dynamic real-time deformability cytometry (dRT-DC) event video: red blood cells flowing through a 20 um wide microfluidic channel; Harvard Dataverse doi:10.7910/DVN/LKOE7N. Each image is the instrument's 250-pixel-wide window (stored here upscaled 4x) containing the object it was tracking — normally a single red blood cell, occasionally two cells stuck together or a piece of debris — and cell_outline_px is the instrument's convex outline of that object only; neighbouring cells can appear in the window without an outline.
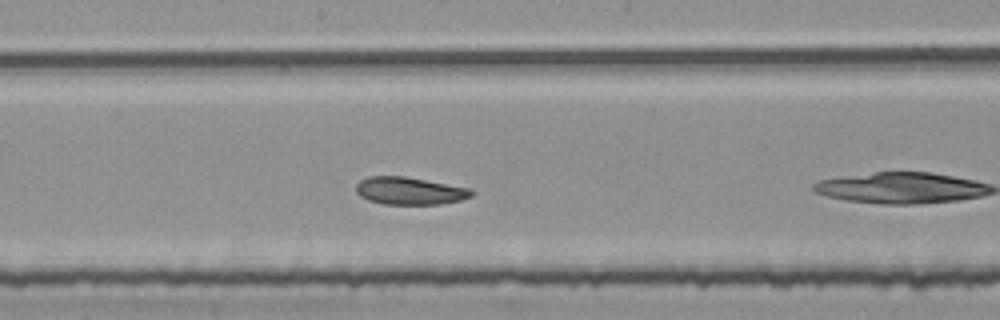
{"species": "common noctule bat (a hibernating species)", "species_latin": "Nyctalus noctula", "temperature_condition": "room temperature", "stored_images_in_passage": 30, "segment_of_instrument_passage": [2, 2], "camera_frame_rate_fps": 3000, "um_per_image_px": 0.085, "animal": {"sex": "female", "body_mass_g": 25.1}, "frame": {"image": 1, "passage_image": 9, "time_ms": 2.667, "image_size_px": [1000, 320], "cell_outline_px": [[476, 192], [472, 196], [460, 200], [440, 204], [384, 204], [368, 200], [360, 196], [356, 192], [356, 184], [360, 180], [368, 176], [404, 176], [472, 188]], "centroid_in_image_um": [34.84, 16.22], "position_along_channel_um": 213.4, "area_um2": 18.67}}
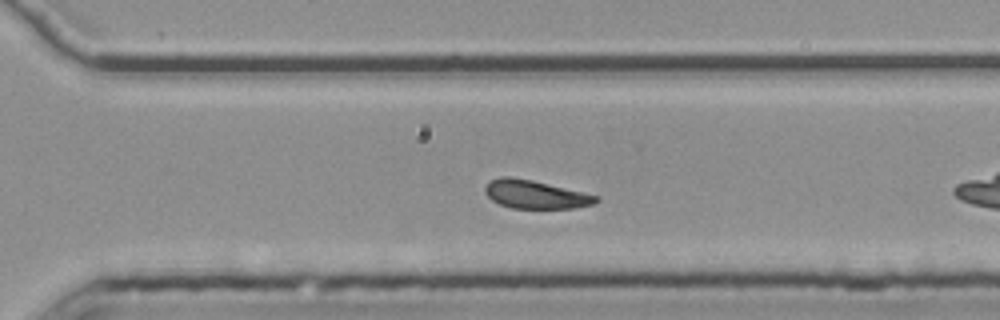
{"frame": {"image": 2, "passage_image": 18, "time_ms": 5.667, "image_size_px": [1000, 320], "cell_outline_px": [[600, 200], [592, 204], [576, 208], [512, 208], [500, 204], [492, 200], [484, 192], [484, 188], [492, 180], [500, 176], [512, 176], [532, 180], [584, 192], [600, 196]], "centroid_in_image_um": [45.52, 16.52], "position_along_channel_um": 325.1, "area_um2": 18.32}}